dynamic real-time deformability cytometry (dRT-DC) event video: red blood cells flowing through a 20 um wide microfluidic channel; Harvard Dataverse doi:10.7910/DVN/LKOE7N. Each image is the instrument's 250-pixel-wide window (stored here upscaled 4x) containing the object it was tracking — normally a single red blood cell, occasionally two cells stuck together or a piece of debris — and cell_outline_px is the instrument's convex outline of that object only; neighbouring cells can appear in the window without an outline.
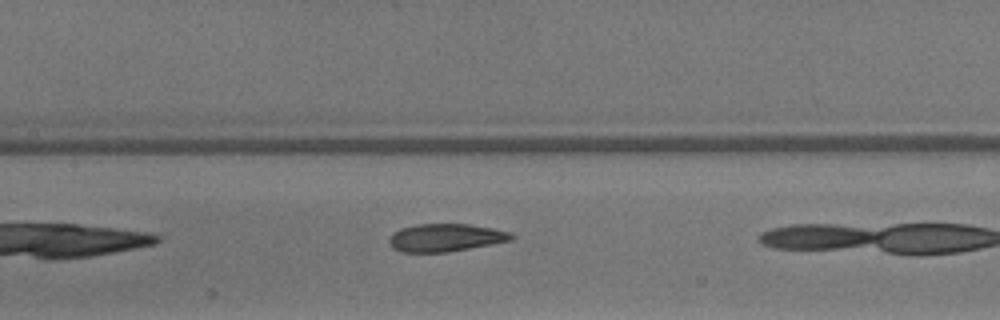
{"species": "common noctule bat (a hibernating species)", "species_latin": "Nyctalus noctula", "temperature_condition": "warm", "stored_images_in_passage": 9, "camera_frame_rate_fps": 3000, "um_per_image_px": 0.085, "animal": {"sex": "male", "body_mass_g": 13.3}, "frame": {"image": 1, "passage_image": 8, "time_ms": 2.333, "image_size_px": [1000, 320], "cell_outline_px": [[516, 236], [512, 240], [492, 244], [448, 252], [400, 252], [392, 248], [388, 240], [392, 232], [400, 228], [416, 224], [468, 224], [492, 228], [512, 232]], "centroid_in_image_um": [37.86, 20.2], "position_along_channel_um": 169.5, "area_um2": 20.0}}